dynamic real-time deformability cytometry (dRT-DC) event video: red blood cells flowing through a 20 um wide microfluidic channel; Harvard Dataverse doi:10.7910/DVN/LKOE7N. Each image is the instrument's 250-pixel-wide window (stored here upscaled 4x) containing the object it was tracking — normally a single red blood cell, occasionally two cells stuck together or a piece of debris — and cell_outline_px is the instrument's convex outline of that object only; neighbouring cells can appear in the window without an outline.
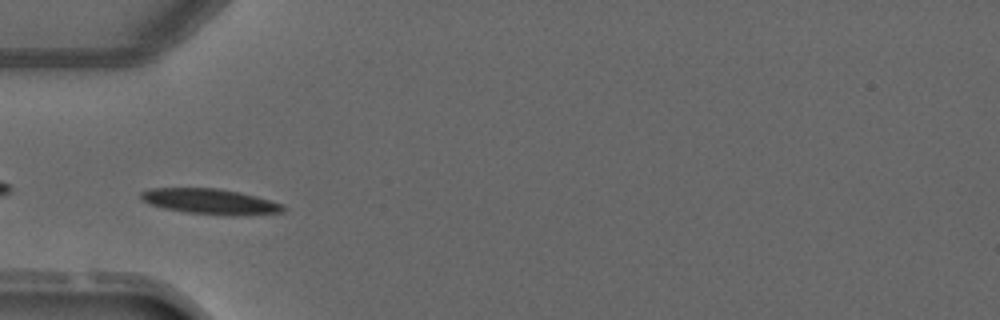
{"species": "common noctule bat (a hibernating species)", "species_latin": "Nyctalus noctula", "temperature_condition": "warm", "stored_images_in_passage": 2, "camera_frame_rate_fps": 3000, "um_per_image_px": 0.085, "animal": {"sex": "male", "forearm_length_mm": 52.5}, "frame": {"image": 1, "passage_image": 2, "time_ms": 1.0, "image_size_px": [1000, 320], "cell_outline_px": [[288, 208], [284, 212], [244, 216], [240, 216], [188, 212], [164, 208], [148, 204], [140, 200], [140, 192], [152, 188], [220, 188], [240, 192], [256, 196], [284, 204]], "centroid_in_image_um": [17.92, 17.13], "position_along_channel_um": 67.1, "area_um2": 21.33}}